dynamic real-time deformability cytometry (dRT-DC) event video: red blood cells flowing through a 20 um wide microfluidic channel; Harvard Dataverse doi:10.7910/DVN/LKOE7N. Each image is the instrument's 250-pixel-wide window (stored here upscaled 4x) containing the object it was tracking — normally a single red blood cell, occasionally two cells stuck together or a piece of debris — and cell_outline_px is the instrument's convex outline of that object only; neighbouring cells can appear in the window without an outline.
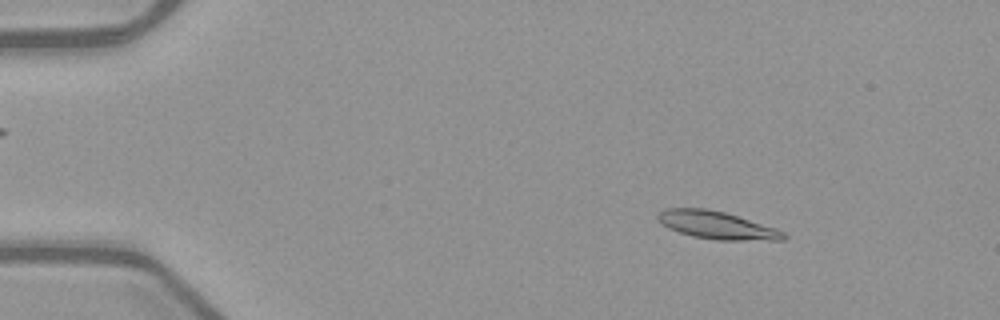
{"species": "common noctule bat (a hibernating species)", "species_latin": "Nyctalus noctula", "temperature_condition": "warm", "stored_images_in_passage": 46, "camera_frame_rate_fps": 3000, "um_per_image_px": 0.085, "animal": {"sex": "female", "body_mass_g": 21.9}, "frame": {"image": 1, "passage_image": 1, "time_ms": 0.0, "image_size_px": [1000, 320], "cell_outline_px": [[788, 236], [784, 240], [716, 240], [692, 236], [668, 228], [656, 220], [656, 216], [664, 208], [708, 208], [724, 212], [776, 228], [784, 232]], "centroid_in_image_um": [60.91, 19.14], "position_along_channel_um": 24.1, "area_um2": 20.35}}
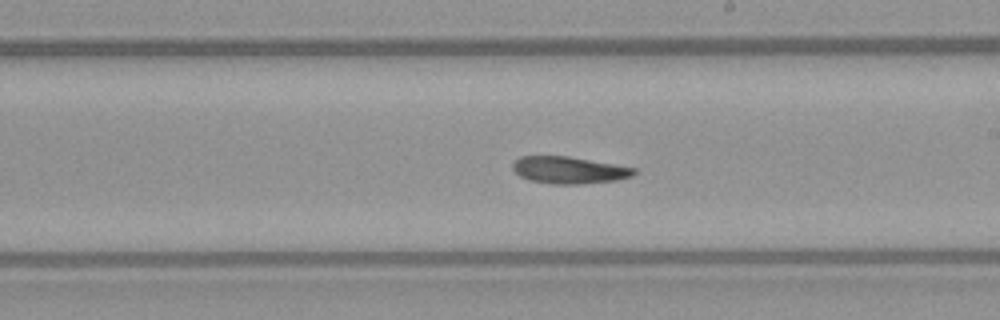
{"frame": {"image": 2, "passage_image": 24, "time_ms": 7.667, "image_size_px": [1000, 320], "cell_outline_px": [[636, 172], [632, 176], [616, 180], [584, 184], [552, 184], [528, 180], [520, 176], [512, 168], [512, 164], [520, 156], [568, 156], [636, 168]], "centroid_in_image_um": [48.35, 14.46], "position_along_channel_um": 240.6, "area_um2": 19.07}}
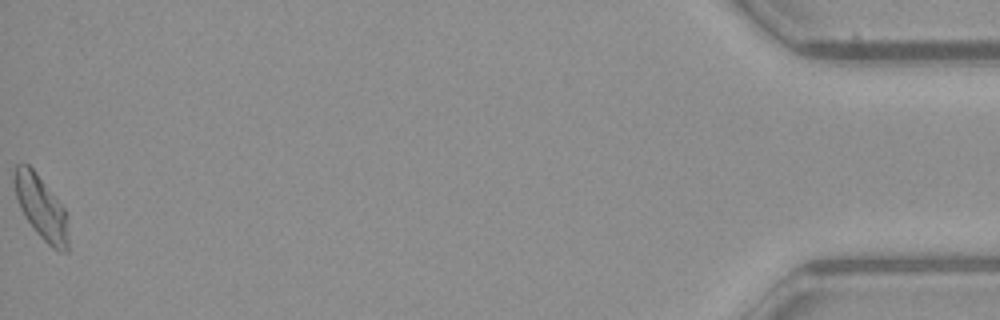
{"frame": {"image": 3, "passage_image": 46, "time_ms": 15.0, "image_size_px": [1000, 320], "cell_outline_px": [[68, 252], [60, 252], [52, 248], [36, 232], [24, 216], [20, 208], [16, 196], [12, 180], [12, 176], [16, 164], [28, 164], [36, 172], [64, 208], [68, 240]], "centroid_in_image_um": [3.46, 17.62], "position_along_channel_um": 431.7, "area_um2": 19.83}}